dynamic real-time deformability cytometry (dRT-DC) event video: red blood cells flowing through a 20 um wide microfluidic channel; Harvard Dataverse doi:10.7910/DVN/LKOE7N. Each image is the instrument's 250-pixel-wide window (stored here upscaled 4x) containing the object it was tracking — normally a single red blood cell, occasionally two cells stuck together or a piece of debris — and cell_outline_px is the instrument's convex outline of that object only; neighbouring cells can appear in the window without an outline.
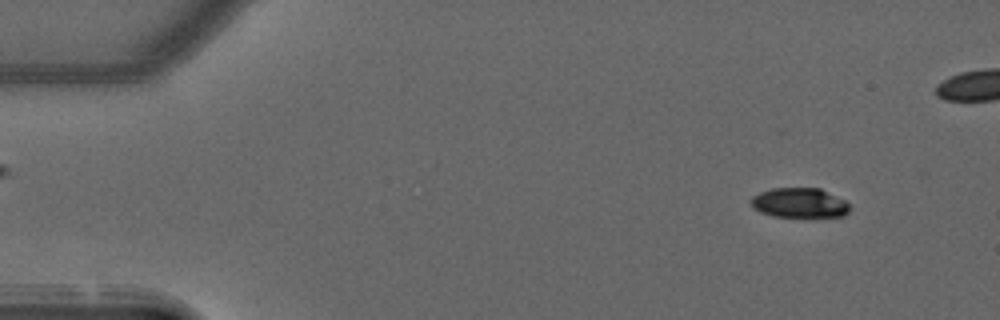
{"species": "common noctule bat (a hibernating species)", "species_latin": "Nyctalus noctula", "temperature_condition": "warm", "stored_images_in_passage": 45, "camera_frame_rate_fps": 3000, "um_per_image_px": 0.085, "animal": {"sex": "male", "forearm_length_mm": 52.5}, "frame": {"image": 1, "passage_image": 4, "time_ms": 1.0, "image_size_px": [1000, 320], "cell_outline_px": [[848, 212], [844, 216], [772, 216], [760, 212], [752, 208], [748, 200], [752, 196], [760, 192], [772, 188], [820, 188], [844, 200], [848, 204]], "centroid_in_image_um": [67.88, 17.23], "position_along_channel_um": 17.1, "area_um2": 17.05}}
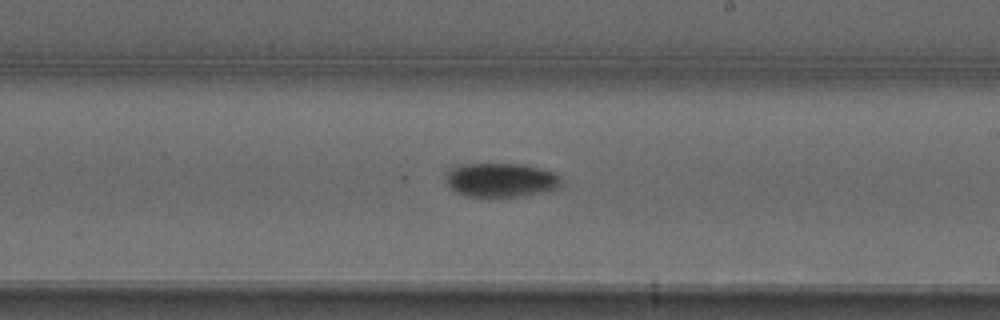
{"frame": {"image": 2, "passage_image": 29, "time_ms": 9.333, "image_size_px": [1000, 320], "cell_outline_px": [[564, 184], [560, 188], [524, 196], [468, 196], [456, 192], [448, 184], [444, 176], [444, 172], [448, 168], [460, 164], [524, 164], [556, 172], [564, 180]], "centroid_in_image_um": [42.61, 15.28], "position_along_channel_um": 246.4, "area_um2": 23.35}}
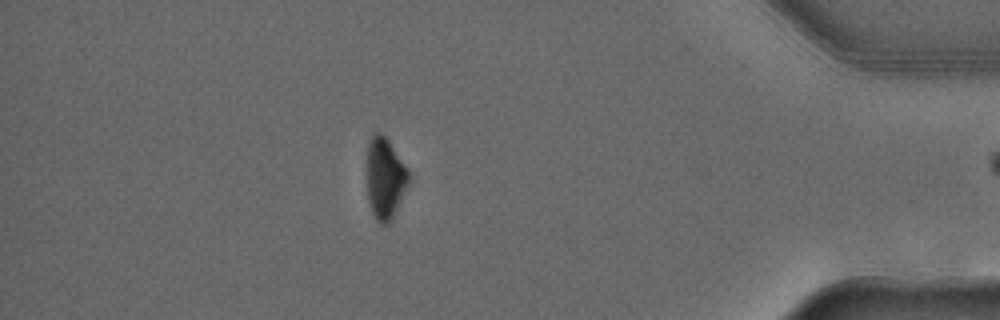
{"frame": {"image": 3, "passage_image": 44, "time_ms": 14.333, "image_size_px": [1000, 320], "cell_outline_px": [[408, 188], [388, 224], [380, 224], [376, 220], [372, 212], [368, 200], [368, 140], [376, 132], [380, 132], [388, 140], [408, 168]], "centroid_in_image_um": [32.74, 15.16], "position_along_channel_um": 402.5, "area_um2": 19.54}}